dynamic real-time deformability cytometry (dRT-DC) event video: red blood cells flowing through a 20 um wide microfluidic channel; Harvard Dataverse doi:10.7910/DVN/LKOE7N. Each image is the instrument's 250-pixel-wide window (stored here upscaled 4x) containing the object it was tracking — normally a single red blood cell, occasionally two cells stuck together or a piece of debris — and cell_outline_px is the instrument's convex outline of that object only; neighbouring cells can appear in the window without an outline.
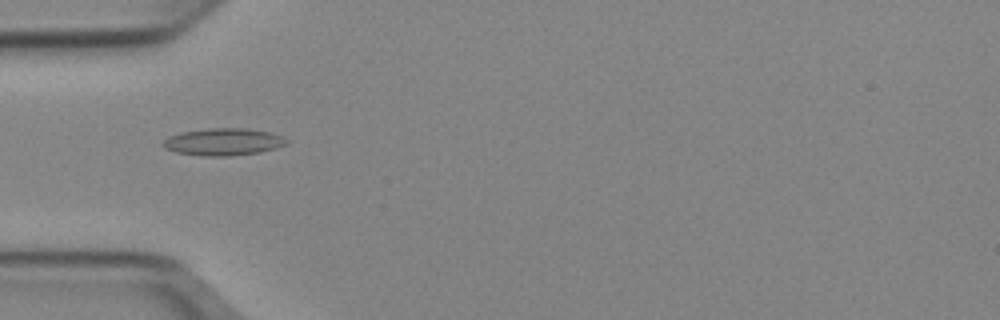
{"species": "Egyptian fruit bat (a non-hibernating species)", "species_latin": "Rousettus aegyptiacus", "temperature_condition": "cold", "stored_images_in_passage": 42, "camera_frame_rate_fps": 3000, "um_per_image_px": 0.085, "animal": {"sex": "female"}, "frame": {"image": 1, "passage_image": 7, "time_ms": 2.0, "image_size_px": [1000, 320], "cell_outline_px": [[288, 144], [276, 148], [260, 152], [228, 156], [204, 156], [176, 152], [164, 148], [160, 144], [168, 136], [184, 132], [208, 128], [248, 128], [268, 132], [280, 136], [288, 140]], "centroid_in_image_um": [18.97, 12.06], "position_along_channel_um": 66.0, "area_um2": 19.54}}
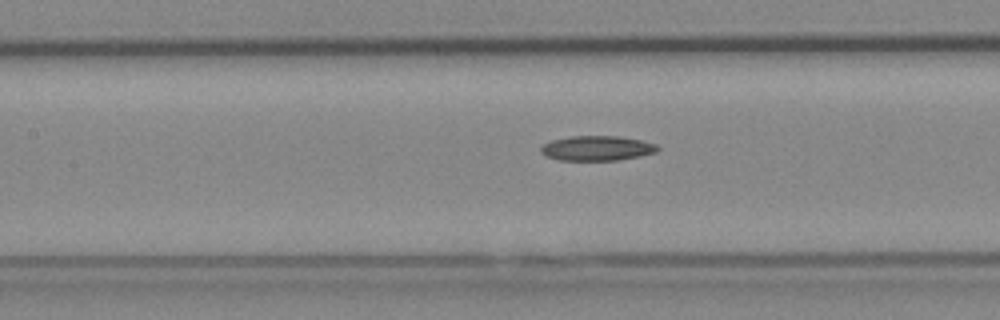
{"frame": {"image": 2, "passage_image": 14, "time_ms": 4.333, "image_size_px": [1000, 320], "cell_outline_px": [[660, 148], [656, 152], [640, 156], [616, 160], [560, 160], [548, 156], [540, 152], [540, 148], [544, 144], [552, 140], [572, 136], [620, 136], [640, 140], [656, 144]], "centroid_in_image_um": [50.76, 12.59], "position_along_channel_um": 156.6, "area_um2": 16.76}}
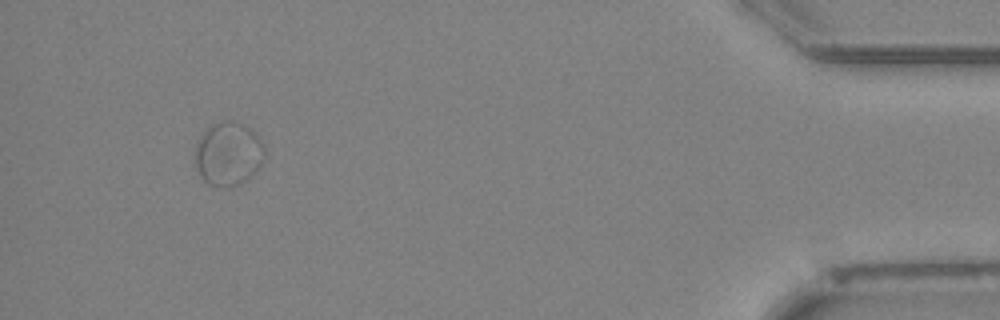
{"frame": {"image": 3, "passage_image": 39, "time_ms": 12.667, "image_size_px": [1000, 320], "cell_outline_px": [[264, 160], [248, 180], [240, 184], [228, 188], [208, 184], [200, 176], [196, 164], [196, 144], [200, 136], [212, 124], [220, 120], [232, 120], [248, 128], [264, 144]], "centroid_in_image_um": [19.4, 13.09], "position_along_channel_um": 415.8, "area_um2": 25.66}}